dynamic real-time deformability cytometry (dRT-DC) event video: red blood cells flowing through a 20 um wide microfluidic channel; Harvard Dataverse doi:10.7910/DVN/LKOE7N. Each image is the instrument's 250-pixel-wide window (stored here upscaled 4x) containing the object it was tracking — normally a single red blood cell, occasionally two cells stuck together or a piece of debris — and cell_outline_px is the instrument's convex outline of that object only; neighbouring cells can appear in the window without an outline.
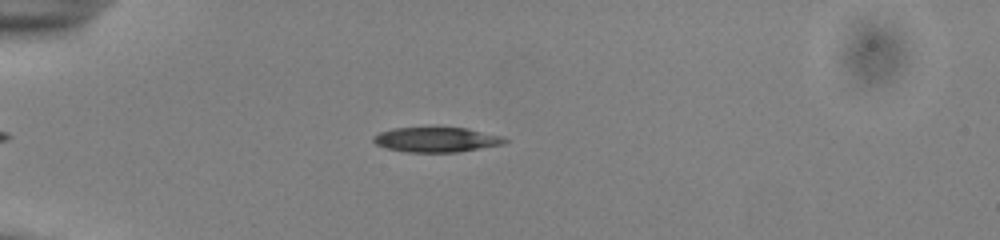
{"species": "common noctule bat (a hibernating species)", "species_latin": "Nyctalus noctula", "temperature_condition": "cold", "stored_images_in_passage": 15, "camera_frame_rate_fps": 3000, "um_per_image_px": 0.085, "animal": {"sex": "male", "body_mass_g": 13.0, "forearm_length_mm": 53.1}, "frame": {"image": 1, "passage_image": 2, "time_ms": 0.333, "image_size_px": [1000, 240], "cell_outline_px": [[512, 140], [504, 144], [460, 152], [408, 152], [388, 148], [376, 144], [372, 140], [372, 136], [380, 132], [392, 128], [468, 128], [504, 136]], "centroid_in_image_um": [37.17, 11.87], "position_along_channel_um": 47.8, "area_um2": 19.19}}
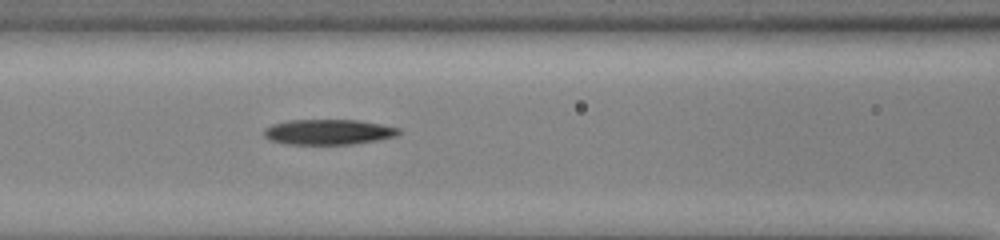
{"frame": {"image": 2, "passage_image": 11, "time_ms": 3.333, "image_size_px": [1000, 240], "cell_outline_px": [[400, 132], [396, 136], [376, 140], [352, 144], [284, 144], [272, 140], [264, 136], [264, 128], [272, 124], [288, 120], [356, 120], [380, 124], [400, 128]], "centroid_in_image_um": [27.89, 11.21], "position_along_channel_um": 138.7, "area_um2": 19.77}}
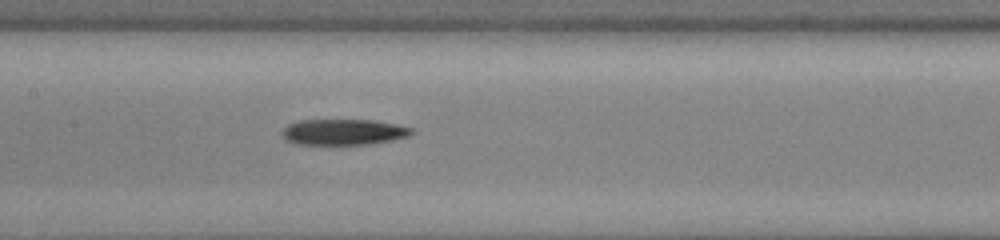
{"frame": {"image": 3, "passage_image": 14, "time_ms": 4.333, "image_size_px": [1000, 240], "cell_outline_px": [[416, 132], [408, 136], [392, 140], [368, 144], [296, 144], [288, 140], [280, 132], [288, 124], [300, 120], [372, 120], [396, 124], [412, 128]], "centroid_in_image_um": [29.22, 11.21], "position_along_channel_um": 178.2, "area_um2": 19.42}}